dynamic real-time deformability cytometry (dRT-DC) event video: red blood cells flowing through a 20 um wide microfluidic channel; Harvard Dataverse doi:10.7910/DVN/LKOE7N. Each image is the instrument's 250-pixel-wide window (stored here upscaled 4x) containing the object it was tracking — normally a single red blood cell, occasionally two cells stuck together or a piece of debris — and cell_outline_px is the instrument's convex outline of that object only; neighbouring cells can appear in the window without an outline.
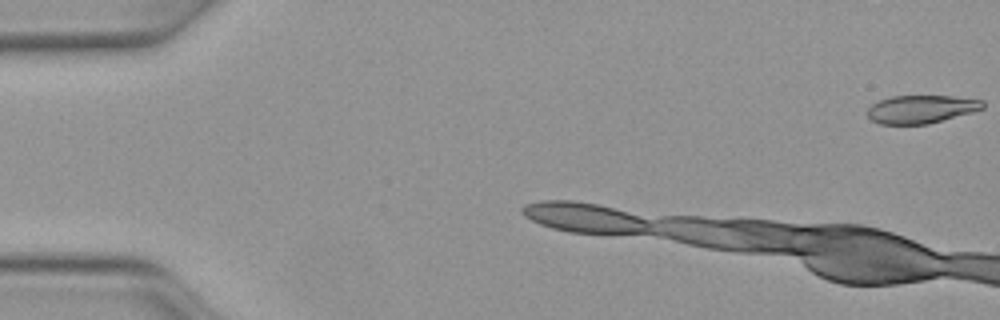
{"species": "Egyptian fruit bat (a non-hibernating species)", "species_latin": "Rousettus aegyptiacus", "temperature_condition": "warm", "stored_images_in_passage": 5, "camera_frame_rate_fps": 3000, "um_per_image_px": 0.085, "animal": {"sex": "female"}, "frame": {"image": 1, "passage_image": 1, "time_ms": 0.0, "image_size_px": [1000, 320], "cell_outline_px": [[984, 108], [972, 112], [928, 124], [880, 124], [872, 120], [868, 116], [868, 108], [872, 104], [880, 100], [892, 96], [952, 96], [984, 100]], "centroid_in_image_um": [78.31, 9.28], "position_along_channel_um": 6.7, "area_um2": 18.79}}